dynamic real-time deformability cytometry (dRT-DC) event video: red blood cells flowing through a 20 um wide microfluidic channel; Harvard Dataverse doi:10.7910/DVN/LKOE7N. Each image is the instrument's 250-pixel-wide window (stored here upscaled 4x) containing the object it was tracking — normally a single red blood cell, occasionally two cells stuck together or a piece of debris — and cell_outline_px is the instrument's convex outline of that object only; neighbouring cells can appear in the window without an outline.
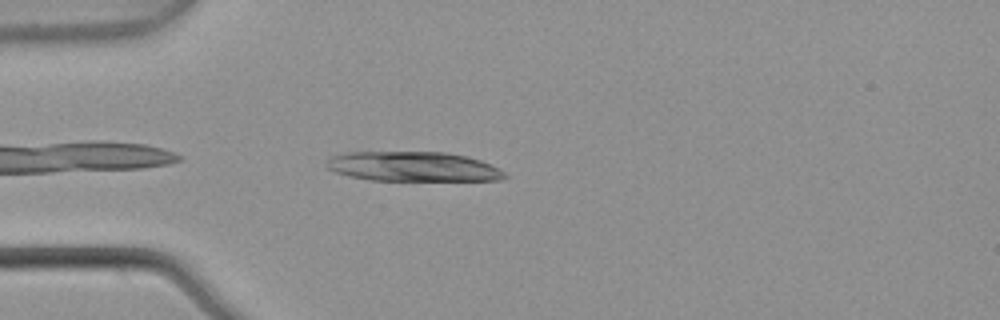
{"species": "common noctule bat (a hibernating species)", "species_latin": "Nyctalus noctula", "temperature_condition": "warm", "stored_images_in_passage": 3, "camera_frame_rate_fps": 3000, "um_per_image_px": 0.085, "animal": {"sex": "male", "body_mass_g": 21.5, "forearm_length_mm": 52.0}, "frame": {"image": 1, "passage_image": 3, "time_ms": 0.667, "image_size_px": [1000, 320], "cell_outline_px": [[508, 176], [500, 180], [368, 180], [348, 176], [336, 172], [328, 168], [328, 160], [332, 156], [348, 152], [448, 152], [468, 156], [480, 160], [504, 172]], "centroid_in_image_um": [35.11, 14.15], "position_along_channel_um": 49.9, "area_um2": 30.63}}